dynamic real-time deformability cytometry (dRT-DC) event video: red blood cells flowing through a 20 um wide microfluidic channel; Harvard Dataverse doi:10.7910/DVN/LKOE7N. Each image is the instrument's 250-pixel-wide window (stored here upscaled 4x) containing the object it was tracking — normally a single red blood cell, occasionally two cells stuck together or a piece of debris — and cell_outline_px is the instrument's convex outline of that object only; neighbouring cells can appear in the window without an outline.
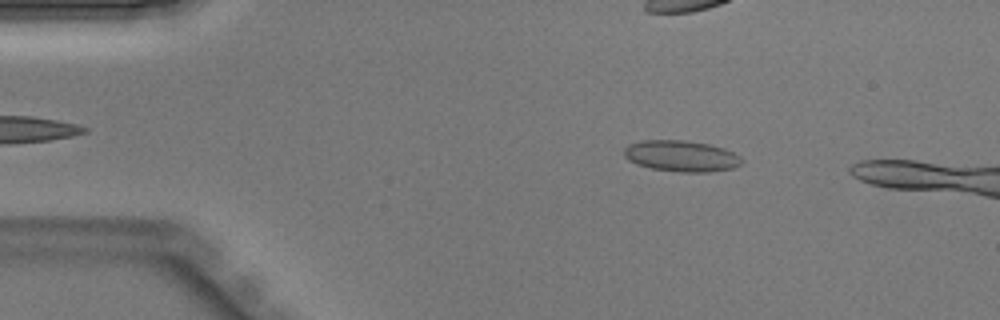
{"species": "Egyptian fruit bat (a non-hibernating species)", "species_latin": "Rousettus aegyptiacus", "temperature_condition": "warm", "stored_images_in_passage": 38, "camera_frame_rate_fps": 3000, "um_per_image_px": 0.085, "animal": {"sex": "male"}, "frame": {"image": 1, "passage_image": 6, "time_ms": 1.667, "image_size_px": [1000, 320], "cell_outline_px": [[744, 160], [740, 164], [732, 168], [708, 172], [680, 172], [652, 168], [636, 164], [628, 160], [624, 156], [624, 148], [628, 144], [640, 140], [688, 140], [708, 144], [724, 148], [740, 156]], "centroid_in_image_um": [57.88, 13.25], "position_along_channel_um": 27.1, "area_um2": 21.44}}